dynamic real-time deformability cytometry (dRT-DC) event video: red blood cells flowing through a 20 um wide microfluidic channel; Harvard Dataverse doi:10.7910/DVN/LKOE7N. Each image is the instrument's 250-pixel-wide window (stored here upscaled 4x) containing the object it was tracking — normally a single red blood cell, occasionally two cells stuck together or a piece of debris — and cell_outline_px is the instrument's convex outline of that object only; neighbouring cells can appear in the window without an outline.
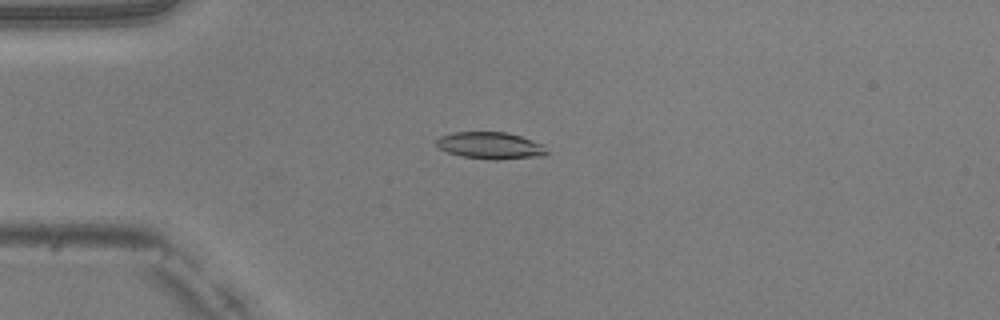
{"species": "common noctule bat (a hibernating species)", "species_latin": "Nyctalus noctula", "temperature_condition": "warm", "stored_images_in_passage": 38, "camera_frame_rate_fps": 3000, "um_per_image_px": 0.085, "animal": {"sex": "male", "body_mass_g": 20.5, "forearm_length_mm": 52.5}, "frame": {"image": 1, "passage_image": 1, "time_ms": 0.0, "image_size_px": [1000, 320], "cell_outline_px": [[548, 152], [544, 156], [496, 160], [492, 160], [464, 156], [448, 152], [440, 148], [436, 144], [436, 140], [440, 136], [456, 132], [508, 132], [544, 144]], "centroid_in_image_um": [41.73, 12.37], "position_along_channel_um": 43.3, "area_um2": 17.28}}
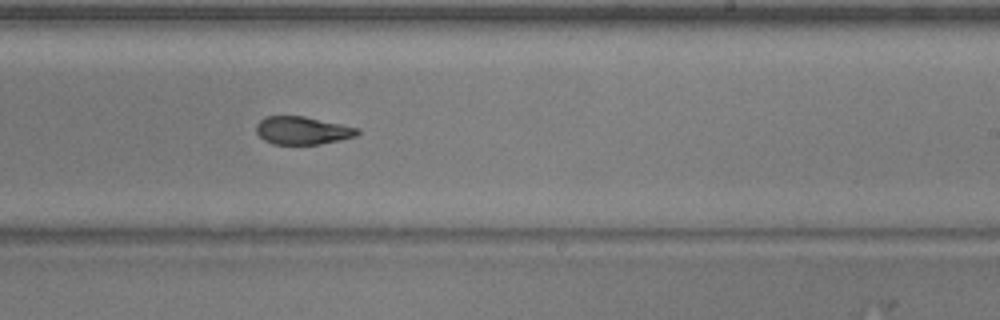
{"frame": {"image": 2, "passage_image": 19, "time_ms": 6.0, "image_size_px": [1000, 320], "cell_outline_px": [[360, 132], [356, 136], [320, 144], [272, 144], [264, 140], [256, 132], [256, 124], [260, 120], [268, 116], [304, 116], [360, 128]], "centroid_in_image_um": [25.71, 11.09], "position_along_channel_um": 263.3, "area_um2": 16.42}}
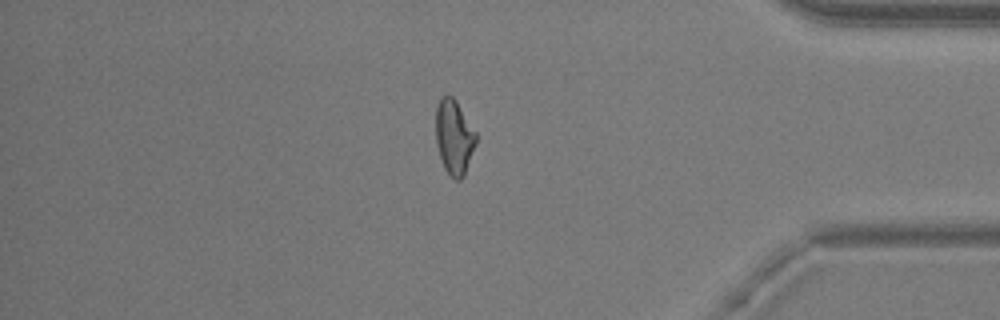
{"frame": {"image": 3, "passage_image": 31, "time_ms": 10.0, "image_size_px": [1000, 320], "cell_outline_px": [[476, 144], [464, 176], [460, 180], [456, 180], [444, 168], [436, 144], [436, 108], [440, 100], [444, 96], [452, 96], [456, 100], [476, 132]], "centroid_in_image_um": [38.61, 11.66], "position_along_channel_um": 396.6, "area_um2": 17.34}, "authors_computed_cell_mechanics": {"area_um2": 17.4556, "velocity_mm_per_s": 4.044, "shape_relaxation_time_tau1_ms": 7.636, "shape_relaxation_time_tau2_ms": 2.5564, "deformation_change_tau1": 0.2203, "deformation_change_tau2": 0.1069}}